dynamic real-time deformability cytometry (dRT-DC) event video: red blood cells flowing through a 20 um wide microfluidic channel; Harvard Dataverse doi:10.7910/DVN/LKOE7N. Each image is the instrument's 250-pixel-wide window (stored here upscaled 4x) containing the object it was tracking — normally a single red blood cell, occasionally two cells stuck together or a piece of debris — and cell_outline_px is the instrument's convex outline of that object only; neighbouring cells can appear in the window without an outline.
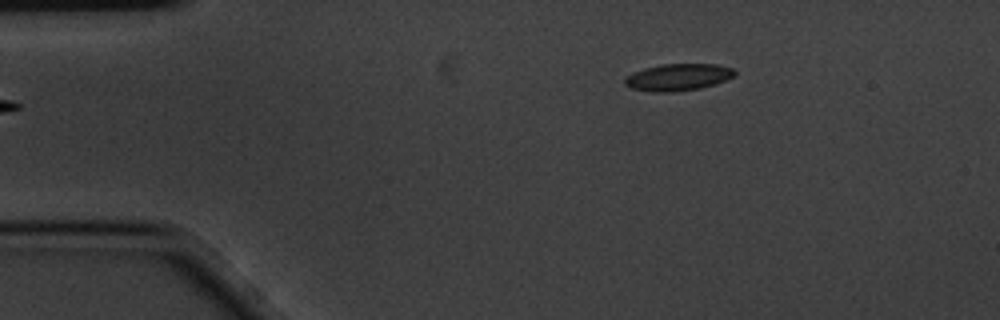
{"species": "common noctule bat (a hibernating species)", "species_latin": "Nyctalus noctula", "temperature_condition": "cold", "stored_images_in_passage": 2, "camera_frame_rate_fps": 3000, "um_per_image_px": 0.085, "animal": {"sex": "male", "body_mass_g": 20.1, "forearm_length_mm": 53.5}, "frame": {"image": 1, "passage_image": 2, "time_ms": 0.333, "image_size_px": [1000, 320], "cell_outline_px": [[736, 72], [732, 76], [724, 80], [700, 88], [672, 92], [652, 92], [632, 88], [624, 84], [624, 76], [632, 72], [644, 68], [660, 64], [716, 64], [732, 68]], "centroid_in_image_um": [57.56, 6.55], "position_along_channel_um": 27.4, "area_um2": 17.17}}